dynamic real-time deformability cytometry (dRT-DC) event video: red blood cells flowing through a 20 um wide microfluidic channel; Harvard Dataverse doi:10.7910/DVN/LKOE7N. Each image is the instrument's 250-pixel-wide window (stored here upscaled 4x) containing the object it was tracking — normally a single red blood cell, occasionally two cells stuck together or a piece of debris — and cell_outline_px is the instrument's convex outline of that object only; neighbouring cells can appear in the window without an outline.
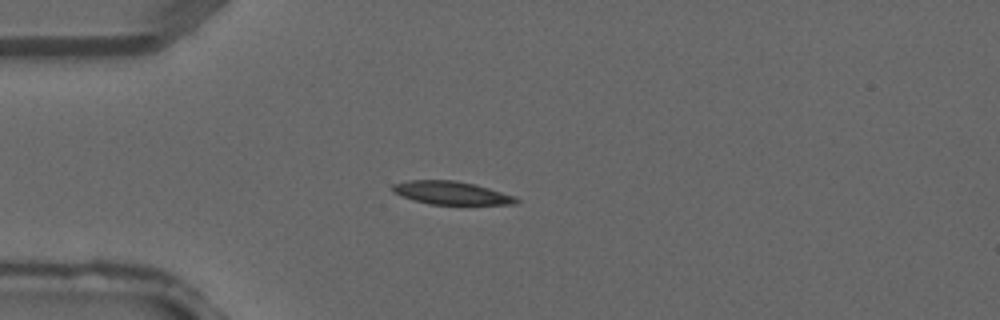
{"species": "common noctule bat (a hibernating species)", "species_latin": "Nyctalus noctula", "temperature_condition": "warm", "stored_images_in_passage": 1, "camera_frame_rate_fps": 3000, "um_per_image_px": 0.085, "animal": {"sex": "male", "forearm_length_mm": 52.5}, "frame": {"image": 1, "passage_image": 1, "time_ms": 0.0, "image_size_px": [1000, 320], "cell_outline_px": [[520, 200], [516, 204], [428, 204], [400, 196], [392, 192], [392, 184], [408, 180], [456, 180], [476, 184], [516, 196]], "centroid_in_image_um": [38.35, 16.39], "position_along_channel_um": 46.6, "area_um2": 16.82}}